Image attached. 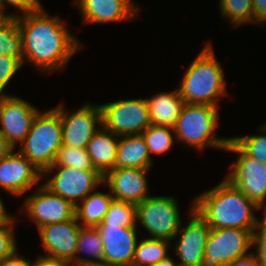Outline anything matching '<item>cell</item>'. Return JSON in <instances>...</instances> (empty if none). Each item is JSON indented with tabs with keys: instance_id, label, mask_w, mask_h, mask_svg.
Wrapping results in <instances>:
<instances>
[{
	"instance_id": "2",
	"label": "cell",
	"mask_w": 266,
	"mask_h": 266,
	"mask_svg": "<svg viewBox=\"0 0 266 266\" xmlns=\"http://www.w3.org/2000/svg\"><path fill=\"white\" fill-rule=\"evenodd\" d=\"M192 205L211 229L254 230L259 223L254 210L261 208L226 178L215 188L198 196Z\"/></svg>"
},
{
	"instance_id": "11",
	"label": "cell",
	"mask_w": 266,
	"mask_h": 266,
	"mask_svg": "<svg viewBox=\"0 0 266 266\" xmlns=\"http://www.w3.org/2000/svg\"><path fill=\"white\" fill-rule=\"evenodd\" d=\"M59 114L62 124V145L86 149L93 135L102 126L100 105L84 104L71 115L62 106L54 108Z\"/></svg>"
},
{
	"instance_id": "36",
	"label": "cell",
	"mask_w": 266,
	"mask_h": 266,
	"mask_svg": "<svg viewBox=\"0 0 266 266\" xmlns=\"http://www.w3.org/2000/svg\"><path fill=\"white\" fill-rule=\"evenodd\" d=\"M254 7V22L266 25V0H252Z\"/></svg>"
},
{
	"instance_id": "12",
	"label": "cell",
	"mask_w": 266,
	"mask_h": 266,
	"mask_svg": "<svg viewBox=\"0 0 266 266\" xmlns=\"http://www.w3.org/2000/svg\"><path fill=\"white\" fill-rule=\"evenodd\" d=\"M40 111L17 96H0V134L16 148L22 143Z\"/></svg>"
},
{
	"instance_id": "31",
	"label": "cell",
	"mask_w": 266,
	"mask_h": 266,
	"mask_svg": "<svg viewBox=\"0 0 266 266\" xmlns=\"http://www.w3.org/2000/svg\"><path fill=\"white\" fill-rule=\"evenodd\" d=\"M260 131L266 133V128L261 127ZM247 155L256 158L266 164V134L251 135L231 138Z\"/></svg>"
},
{
	"instance_id": "9",
	"label": "cell",
	"mask_w": 266,
	"mask_h": 266,
	"mask_svg": "<svg viewBox=\"0 0 266 266\" xmlns=\"http://www.w3.org/2000/svg\"><path fill=\"white\" fill-rule=\"evenodd\" d=\"M253 246V230L238 228L211 229L201 266H228L248 255Z\"/></svg>"
},
{
	"instance_id": "16",
	"label": "cell",
	"mask_w": 266,
	"mask_h": 266,
	"mask_svg": "<svg viewBox=\"0 0 266 266\" xmlns=\"http://www.w3.org/2000/svg\"><path fill=\"white\" fill-rule=\"evenodd\" d=\"M103 240V263L132 266L137 245V228L99 225Z\"/></svg>"
},
{
	"instance_id": "40",
	"label": "cell",
	"mask_w": 266,
	"mask_h": 266,
	"mask_svg": "<svg viewBox=\"0 0 266 266\" xmlns=\"http://www.w3.org/2000/svg\"><path fill=\"white\" fill-rule=\"evenodd\" d=\"M13 149L14 148L0 134V160L7 157L13 151Z\"/></svg>"
},
{
	"instance_id": "41",
	"label": "cell",
	"mask_w": 266,
	"mask_h": 266,
	"mask_svg": "<svg viewBox=\"0 0 266 266\" xmlns=\"http://www.w3.org/2000/svg\"><path fill=\"white\" fill-rule=\"evenodd\" d=\"M152 266H179V264H176L169 256L162 259L159 263L152 265Z\"/></svg>"
},
{
	"instance_id": "21",
	"label": "cell",
	"mask_w": 266,
	"mask_h": 266,
	"mask_svg": "<svg viewBox=\"0 0 266 266\" xmlns=\"http://www.w3.org/2000/svg\"><path fill=\"white\" fill-rule=\"evenodd\" d=\"M117 156L111 170L121 168L149 169L153 161L141 134L119 137Z\"/></svg>"
},
{
	"instance_id": "30",
	"label": "cell",
	"mask_w": 266,
	"mask_h": 266,
	"mask_svg": "<svg viewBox=\"0 0 266 266\" xmlns=\"http://www.w3.org/2000/svg\"><path fill=\"white\" fill-rule=\"evenodd\" d=\"M52 165L73 167L86 171H98L93 167L86 149L73 148L67 145L60 147Z\"/></svg>"
},
{
	"instance_id": "18",
	"label": "cell",
	"mask_w": 266,
	"mask_h": 266,
	"mask_svg": "<svg viewBox=\"0 0 266 266\" xmlns=\"http://www.w3.org/2000/svg\"><path fill=\"white\" fill-rule=\"evenodd\" d=\"M149 169L121 168L109 170L103 182L109 186L114 199L139 204L148 198L146 173Z\"/></svg>"
},
{
	"instance_id": "22",
	"label": "cell",
	"mask_w": 266,
	"mask_h": 266,
	"mask_svg": "<svg viewBox=\"0 0 266 266\" xmlns=\"http://www.w3.org/2000/svg\"><path fill=\"white\" fill-rule=\"evenodd\" d=\"M147 102L151 124L172 128L175 126L186 104L180 97L178 89L171 93L160 92L151 99L147 98Z\"/></svg>"
},
{
	"instance_id": "39",
	"label": "cell",
	"mask_w": 266,
	"mask_h": 266,
	"mask_svg": "<svg viewBox=\"0 0 266 266\" xmlns=\"http://www.w3.org/2000/svg\"><path fill=\"white\" fill-rule=\"evenodd\" d=\"M228 266H259L257 257L254 253L235 259Z\"/></svg>"
},
{
	"instance_id": "1",
	"label": "cell",
	"mask_w": 266,
	"mask_h": 266,
	"mask_svg": "<svg viewBox=\"0 0 266 266\" xmlns=\"http://www.w3.org/2000/svg\"><path fill=\"white\" fill-rule=\"evenodd\" d=\"M40 10L17 16L23 44V64L28 59L42 71L61 69L81 49L58 16Z\"/></svg>"
},
{
	"instance_id": "20",
	"label": "cell",
	"mask_w": 266,
	"mask_h": 266,
	"mask_svg": "<svg viewBox=\"0 0 266 266\" xmlns=\"http://www.w3.org/2000/svg\"><path fill=\"white\" fill-rule=\"evenodd\" d=\"M116 138L119 136L102 125L87 145L86 150L91 163L102 175L114 167L119 143Z\"/></svg>"
},
{
	"instance_id": "23",
	"label": "cell",
	"mask_w": 266,
	"mask_h": 266,
	"mask_svg": "<svg viewBox=\"0 0 266 266\" xmlns=\"http://www.w3.org/2000/svg\"><path fill=\"white\" fill-rule=\"evenodd\" d=\"M113 196L109 193L95 192L83 199V204L77 203L75 217L81 220L82 227H97L104 220L109 210Z\"/></svg>"
},
{
	"instance_id": "4",
	"label": "cell",
	"mask_w": 266,
	"mask_h": 266,
	"mask_svg": "<svg viewBox=\"0 0 266 266\" xmlns=\"http://www.w3.org/2000/svg\"><path fill=\"white\" fill-rule=\"evenodd\" d=\"M18 150L41 172L48 169L62 146L60 114L53 108L39 112Z\"/></svg>"
},
{
	"instance_id": "37",
	"label": "cell",
	"mask_w": 266,
	"mask_h": 266,
	"mask_svg": "<svg viewBox=\"0 0 266 266\" xmlns=\"http://www.w3.org/2000/svg\"><path fill=\"white\" fill-rule=\"evenodd\" d=\"M70 262L62 259L51 258L47 256H39L38 259L31 263V266H70Z\"/></svg>"
},
{
	"instance_id": "19",
	"label": "cell",
	"mask_w": 266,
	"mask_h": 266,
	"mask_svg": "<svg viewBox=\"0 0 266 266\" xmlns=\"http://www.w3.org/2000/svg\"><path fill=\"white\" fill-rule=\"evenodd\" d=\"M76 2L85 23L132 20L138 12L131 0H76Z\"/></svg>"
},
{
	"instance_id": "10",
	"label": "cell",
	"mask_w": 266,
	"mask_h": 266,
	"mask_svg": "<svg viewBox=\"0 0 266 266\" xmlns=\"http://www.w3.org/2000/svg\"><path fill=\"white\" fill-rule=\"evenodd\" d=\"M57 169V173L44 183L51 193L71 201L75 206L76 200L85 199L92 190L103 183V175L99 171H86L61 165H51L42 172L48 173Z\"/></svg>"
},
{
	"instance_id": "25",
	"label": "cell",
	"mask_w": 266,
	"mask_h": 266,
	"mask_svg": "<svg viewBox=\"0 0 266 266\" xmlns=\"http://www.w3.org/2000/svg\"><path fill=\"white\" fill-rule=\"evenodd\" d=\"M0 56H14L23 61V44L17 16L0 17Z\"/></svg>"
},
{
	"instance_id": "5",
	"label": "cell",
	"mask_w": 266,
	"mask_h": 266,
	"mask_svg": "<svg viewBox=\"0 0 266 266\" xmlns=\"http://www.w3.org/2000/svg\"><path fill=\"white\" fill-rule=\"evenodd\" d=\"M218 107L186 103L173 127L175 138L196 149L215 147L226 149L230 138H216L213 132L218 125Z\"/></svg>"
},
{
	"instance_id": "7",
	"label": "cell",
	"mask_w": 266,
	"mask_h": 266,
	"mask_svg": "<svg viewBox=\"0 0 266 266\" xmlns=\"http://www.w3.org/2000/svg\"><path fill=\"white\" fill-rule=\"evenodd\" d=\"M177 201L171 196H149L137 204V220L152 239L171 241L182 228Z\"/></svg>"
},
{
	"instance_id": "3",
	"label": "cell",
	"mask_w": 266,
	"mask_h": 266,
	"mask_svg": "<svg viewBox=\"0 0 266 266\" xmlns=\"http://www.w3.org/2000/svg\"><path fill=\"white\" fill-rule=\"evenodd\" d=\"M221 68L211 45H206L194 59L177 88L184 102L219 107L217 98L227 94Z\"/></svg>"
},
{
	"instance_id": "26",
	"label": "cell",
	"mask_w": 266,
	"mask_h": 266,
	"mask_svg": "<svg viewBox=\"0 0 266 266\" xmlns=\"http://www.w3.org/2000/svg\"><path fill=\"white\" fill-rule=\"evenodd\" d=\"M168 240L146 238L137 242L132 266H152L168 255Z\"/></svg>"
},
{
	"instance_id": "24",
	"label": "cell",
	"mask_w": 266,
	"mask_h": 266,
	"mask_svg": "<svg viewBox=\"0 0 266 266\" xmlns=\"http://www.w3.org/2000/svg\"><path fill=\"white\" fill-rule=\"evenodd\" d=\"M85 252L94 259H86L78 257L77 253ZM103 263V240L97 227H81L78 244L76 249V257L72 264L75 266H92Z\"/></svg>"
},
{
	"instance_id": "27",
	"label": "cell",
	"mask_w": 266,
	"mask_h": 266,
	"mask_svg": "<svg viewBox=\"0 0 266 266\" xmlns=\"http://www.w3.org/2000/svg\"><path fill=\"white\" fill-rule=\"evenodd\" d=\"M137 205L113 199L100 225L137 228Z\"/></svg>"
},
{
	"instance_id": "8",
	"label": "cell",
	"mask_w": 266,
	"mask_h": 266,
	"mask_svg": "<svg viewBox=\"0 0 266 266\" xmlns=\"http://www.w3.org/2000/svg\"><path fill=\"white\" fill-rule=\"evenodd\" d=\"M102 125L115 135H137L150 125L146 99L119 100L101 104Z\"/></svg>"
},
{
	"instance_id": "33",
	"label": "cell",
	"mask_w": 266,
	"mask_h": 266,
	"mask_svg": "<svg viewBox=\"0 0 266 266\" xmlns=\"http://www.w3.org/2000/svg\"><path fill=\"white\" fill-rule=\"evenodd\" d=\"M15 220L8 221L0 228V261L10 257L17 251L16 240L14 237L13 223Z\"/></svg>"
},
{
	"instance_id": "13",
	"label": "cell",
	"mask_w": 266,
	"mask_h": 266,
	"mask_svg": "<svg viewBox=\"0 0 266 266\" xmlns=\"http://www.w3.org/2000/svg\"><path fill=\"white\" fill-rule=\"evenodd\" d=\"M38 191L25 200V210L37 228L61 223L75 218L76 206L69 200L51 193L46 187L40 186Z\"/></svg>"
},
{
	"instance_id": "6",
	"label": "cell",
	"mask_w": 266,
	"mask_h": 266,
	"mask_svg": "<svg viewBox=\"0 0 266 266\" xmlns=\"http://www.w3.org/2000/svg\"><path fill=\"white\" fill-rule=\"evenodd\" d=\"M225 150L238 153L226 179L258 207H265L266 164L247 155L231 138Z\"/></svg>"
},
{
	"instance_id": "28",
	"label": "cell",
	"mask_w": 266,
	"mask_h": 266,
	"mask_svg": "<svg viewBox=\"0 0 266 266\" xmlns=\"http://www.w3.org/2000/svg\"><path fill=\"white\" fill-rule=\"evenodd\" d=\"M223 17H228L234 26L254 22V7L252 0H220Z\"/></svg>"
},
{
	"instance_id": "42",
	"label": "cell",
	"mask_w": 266,
	"mask_h": 266,
	"mask_svg": "<svg viewBox=\"0 0 266 266\" xmlns=\"http://www.w3.org/2000/svg\"><path fill=\"white\" fill-rule=\"evenodd\" d=\"M13 220V217L7 213H0V228H2L8 221Z\"/></svg>"
},
{
	"instance_id": "14",
	"label": "cell",
	"mask_w": 266,
	"mask_h": 266,
	"mask_svg": "<svg viewBox=\"0 0 266 266\" xmlns=\"http://www.w3.org/2000/svg\"><path fill=\"white\" fill-rule=\"evenodd\" d=\"M190 222L179 229L176 237L180 235L175 250L181 261L179 266H201L204 259V249L211 228L196 212L194 206L191 210Z\"/></svg>"
},
{
	"instance_id": "29",
	"label": "cell",
	"mask_w": 266,
	"mask_h": 266,
	"mask_svg": "<svg viewBox=\"0 0 266 266\" xmlns=\"http://www.w3.org/2000/svg\"><path fill=\"white\" fill-rule=\"evenodd\" d=\"M170 130L174 131V129L169 126L151 124L141 133L149 154H162L172 148L174 136H172Z\"/></svg>"
},
{
	"instance_id": "38",
	"label": "cell",
	"mask_w": 266,
	"mask_h": 266,
	"mask_svg": "<svg viewBox=\"0 0 266 266\" xmlns=\"http://www.w3.org/2000/svg\"><path fill=\"white\" fill-rule=\"evenodd\" d=\"M0 266H31L30 260H25L23 256L18 257L17 251L10 257L0 261Z\"/></svg>"
},
{
	"instance_id": "32",
	"label": "cell",
	"mask_w": 266,
	"mask_h": 266,
	"mask_svg": "<svg viewBox=\"0 0 266 266\" xmlns=\"http://www.w3.org/2000/svg\"><path fill=\"white\" fill-rule=\"evenodd\" d=\"M23 61L14 56H0V96L3 94L4 88L10 82L13 75L20 69Z\"/></svg>"
},
{
	"instance_id": "15",
	"label": "cell",
	"mask_w": 266,
	"mask_h": 266,
	"mask_svg": "<svg viewBox=\"0 0 266 266\" xmlns=\"http://www.w3.org/2000/svg\"><path fill=\"white\" fill-rule=\"evenodd\" d=\"M80 223L76 217L61 223H51L38 228L47 257L73 263L76 257Z\"/></svg>"
},
{
	"instance_id": "17",
	"label": "cell",
	"mask_w": 266,
	"mask_h": 266,
	"mask_svg": "<svg viewBox=\"0 0 266 266\" xmlns=\"http://www.w3.org/2000/svg\"><path fill=\"white\" fill-rule=\"evenodd\" d=\"M41 177L42 172L19 151L0 160V187L11 194H23Z\"/></svg>"
},
{
	"instance_id": "34",
	"label": "cell",
	"mask_w": 266,
	"mask_h": 266,
	"mask_svg": "<svg viewBox=\"0 0 266 266\" xmlns=\"http://www.w3.org/2000/svg\"><path fill=\"white\" fill-rule=\"evenodd\" d=\"M264 214L257 227L253 230V245L256 244V257L259 266H266V207L263 210ZM259 231V232H257Z\"/></svg>"
},
{
	"instance_id": "44",
	"label": "cell",
	"mask_w": 266,
	"mask_h": 266,
	"mask_svg": "<svg viewBox=\"0 0 266 266\" xmlns=\"http://www.w3.org/2000/svg\"><path fill=\"white\" fill-rule=\"evenodd\" d=\"M92 266H115V265L100 263V264H95V265H92Z\"/></svg>"
},
{
	"instance_id": "35",
	"label": "cell",
	"mask_w": 266,
	"mask_h": 266,
	"mask_svg": "<svg viewBox=\"0 0 266 266\" xmlns=\"http://www.w3.org/2000/svg\"><path fill=\"white\" fill-rule=\"evenodd\" d=\"M11 4L13 7L20 9L24 14H28L42 8L39 0H0V17H14V15L5 14V5Z\"/></svg>"
},
{
	"instance_id": "43",
	"label": "cell",
	"mask_w": 266,
	"mask_h": 266,
	"mask_svg": "<svg viewBox=\"0 0 266 266\" xmlns=\"http://www.w3.org/2000/svg\"><path fill=\"white\" fill-rule=\"evenodd\" d=\"M0 213H6V209L4 208V204L3 201L1 200V197H0Z\"/></svg>"
}]
</instances>
